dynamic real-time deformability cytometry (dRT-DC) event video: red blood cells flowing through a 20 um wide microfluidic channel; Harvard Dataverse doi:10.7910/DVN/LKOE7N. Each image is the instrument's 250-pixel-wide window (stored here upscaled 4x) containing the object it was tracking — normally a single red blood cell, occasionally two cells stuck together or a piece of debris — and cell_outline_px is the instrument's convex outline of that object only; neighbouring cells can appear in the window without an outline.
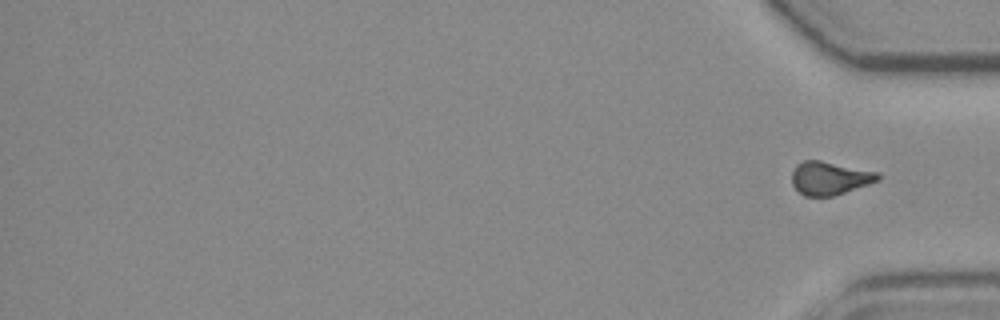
{"species": "common noctule bat (a hibernating species)", "species_latin": "Nyctalus noctula", "temperature_condition": "room temperature", "stored_images_in_passage": 16, "camera_frame_rate_fps": 3000, "um_per_image_px": 0.085, "animal": {"sex": "female", "body_mass_g": 19.3, "forearm_length_mm": 54.1}, "frame": {"image": 1, "passage_image": 16, "time_ms": 5.0, "image_size_px": [1000, 320], "cell_outline_px": [[880, 180], [832, 196], [804, 196], [792, 184], [792, 172], [796, 164], [804, 160], [820, 160], [880, 172]], "centroid_in_image_um": [70.52, 15.13], "position_along_channel_um": 364.7, "area_um2": 16.65}}